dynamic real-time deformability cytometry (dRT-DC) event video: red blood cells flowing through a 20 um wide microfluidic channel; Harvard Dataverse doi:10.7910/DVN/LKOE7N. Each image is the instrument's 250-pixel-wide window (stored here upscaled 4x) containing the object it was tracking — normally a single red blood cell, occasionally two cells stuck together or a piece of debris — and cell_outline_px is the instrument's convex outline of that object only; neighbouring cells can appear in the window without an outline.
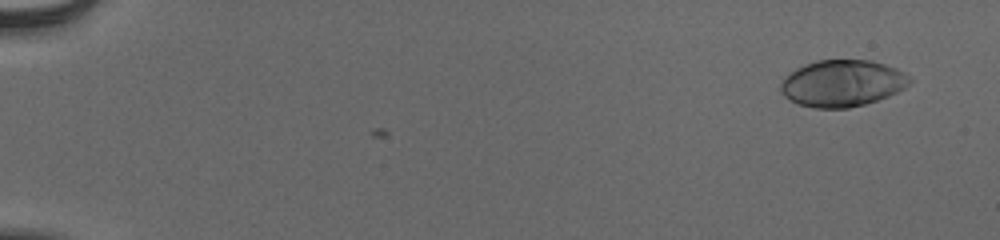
{"species": "human", "species_latin": "Homo sapiens", "temperature_condition": "cold", "stored_images_in_passage": 56, "camera_frame_rate_fps": 3000, "um_per_image_px": 0.085, "donor": {"sex": "male"}, "frame": {"image": 1, "passage_image": 4, "time_ms": 1.0, "image_size_px": [1000, 240], "cell_outline_px": [[912, 80], [904, 88], [888, 96], [864, 104], [848, 108], [816, 108], [796, 104], [788, 100], [780, 92], [780, 84], [784, 76], [796, 68], [804, 64], [816, 60], [868, 60], [884, 64], [896, 68], [904, 72]], "centroid_in_image_um": [71.54, 7.08], "position_along_channel_um": 13.5, "area_um2": 35.2}}
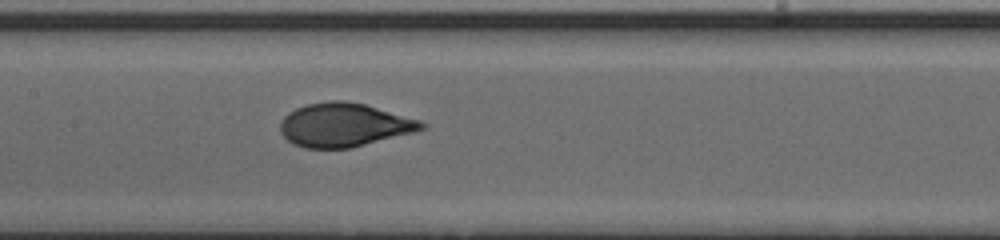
{"frame": {"image": 2, "passage_image": 30, "time_ms": 9.667, "image_size_px": [1000, 240], "cell_outline_px": [[428, 128], [416, 132], [352, 148], [304, 148], [292, 144], [280, 132], [280, 120], [288, 112], [296, 108], [308, 104], [328, 100], [344, 100], [364, 104], [420, 120], [428, 124]], "centroid_in_image_um": [29.27, 10.63], "position_along_channel_um": 178.1, "area_um2": 36.3}}
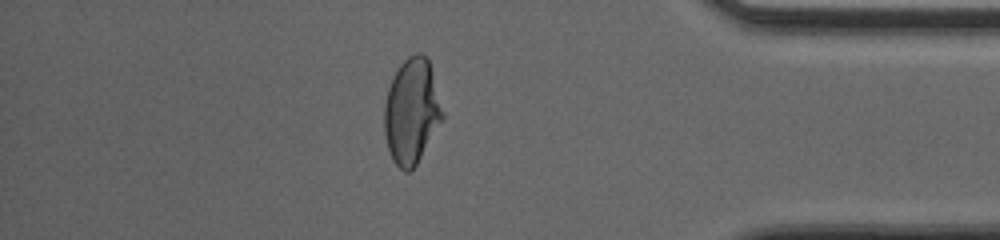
{"frame": {"image": 3, "passage_image": 49, "time_ms": 16.0, "image_size_px": [1000, 240], "cell_outline_px": [[444, 116], [416, 164], [408, 172], [404, 172], [392, 160], [388, 148], [384, 132], [384, 104], [388, 88], [400, 64], [408, 56], [416, 52], [420, 52], [428, 56], [444, 112]], "centroid_in_image_um": [34.99, 9.42], "position_along_channel_um": 400.2, "area_um2": 35.6}, "authors_computed_cell_mechanics": {"area_um2": 35.7493, "velocity_mm_per_s": 3.8825, "shape_relaxation_time_tau1_ms": 4.2514, "shape_relaxation_time_tau2_ms": null, "deformation_change_tau1": 0.2032, "deformation_change_tau2": null}}